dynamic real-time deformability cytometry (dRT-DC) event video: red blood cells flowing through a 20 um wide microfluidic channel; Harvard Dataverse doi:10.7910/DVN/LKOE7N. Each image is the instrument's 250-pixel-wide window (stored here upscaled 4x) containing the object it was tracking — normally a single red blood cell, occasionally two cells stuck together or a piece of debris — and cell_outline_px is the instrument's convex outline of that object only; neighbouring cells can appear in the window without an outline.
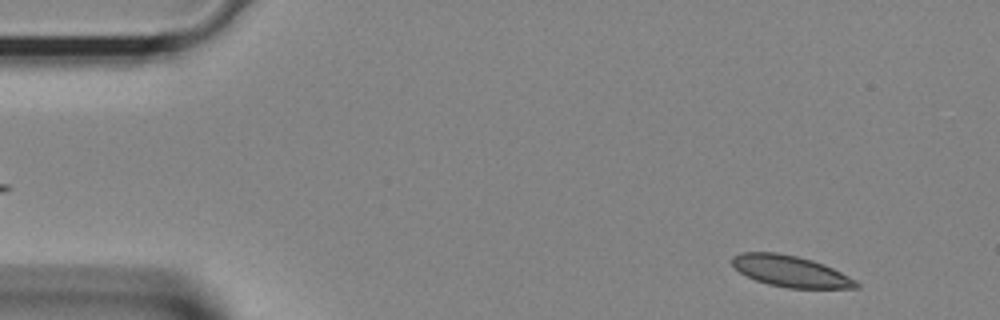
{"species": "Egyptian fruit bat (a non-hibernating species)", "species_latin": "Rousettus aegyptiacus", "temperature_condition": "room temperature", "stored_images_in_passage": 38, "camera_frame_rate_fps": 3000, "um_per_image_px": 0.085, "animal": {"sex": "female"}, "frame": {"image": 1, "passage_image": 2, "time_ms": 0.333, "image_size_px": [1000, 320], "cell_outline_px": [[860, 288], [788, 288], [768, 284], [756, 280], [740, 272], [732, 264], [732, 256], [740, 252], [776, 252], [796, 256], [812, 260], [824, 264], [856, 280], [860, 284]], "centroid_in_image_um": [67.2, 23.05], "position_along_channel_um": 17.8, "area_um2": 22.48}}
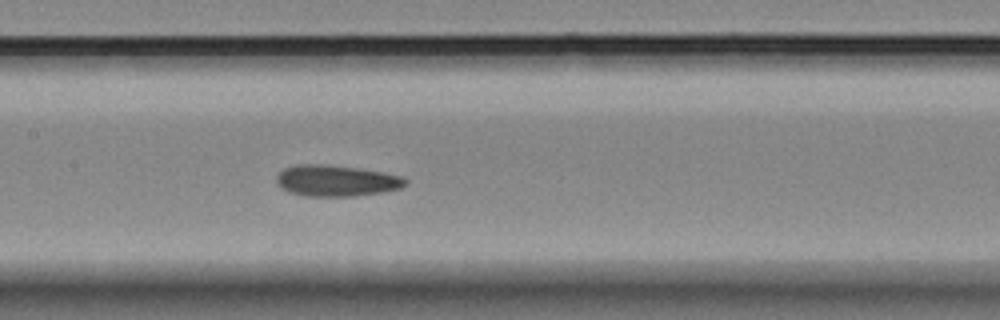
{"frame": {"image": 2, "passage_image": 17, "time_ms": 5.333, "image_size_px": [1000, 320], "cell_outline_px": [[408, 184], [400, 188], [380, 192], [352, 196], [304, 196], [280, 188], [276, 184], [276, 176], [284, 168], [296, 164], [328, 164], [384, 172], [400, 176], [408, 180]], "centroid_in_image_um": [28.55, 15.35], "position_along_channel_um": 178.8, "area_um2": 23.47}}
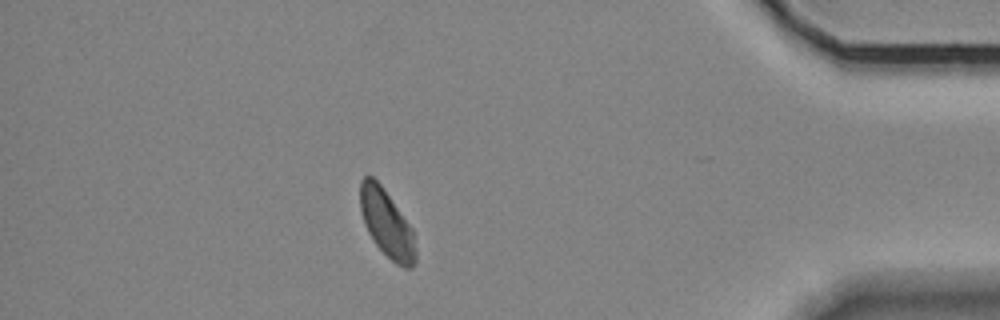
{"frame": {"image": 3, "passage_image": 33, "time_ms": 10.667, "image_size_px": [1000, 320], "cell_outline_px": [[416, 264], [412, 268], [404, 268], [396, 264], [376, 244], [368, 232], [364, 224], [360, 208], [360, 180], [364, 176], [372, 176], [380, 184], [412, 228], [416, 248]], "centroid_in_image_um": [32.88, 19.02], "position_along_channel_um": 402.3, "area_um2": 21.62}}